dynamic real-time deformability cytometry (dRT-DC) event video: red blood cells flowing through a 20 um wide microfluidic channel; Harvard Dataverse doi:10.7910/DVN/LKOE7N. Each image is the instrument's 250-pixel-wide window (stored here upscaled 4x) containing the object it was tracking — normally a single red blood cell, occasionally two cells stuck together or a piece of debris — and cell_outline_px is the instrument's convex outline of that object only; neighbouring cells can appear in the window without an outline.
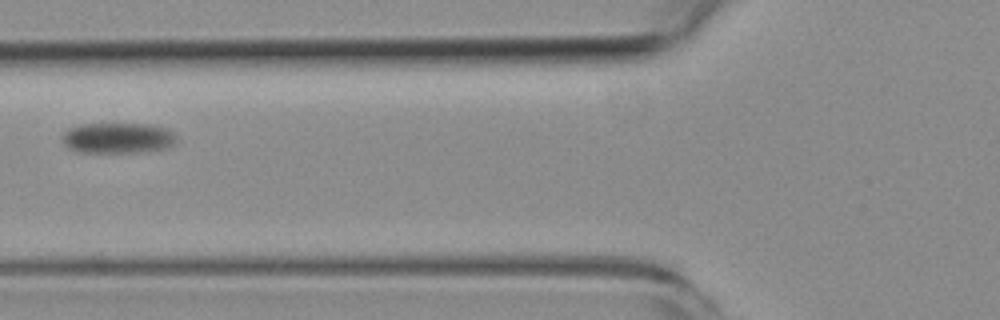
{"species": "common noctule bat (a hibernating species)", "species_latin": "Nyctalus noctula", "temperature_condition": "room temperature", "stored_images_in_passage": 5, "camera_frame_rate_fps": 3000, "um_per_image_px": 0.085, "animal": {"sex": "female", "body_mass_g": 19.3, "forearm_length_mm": 54.1}, "frame": {"image": 1, "passage_image": 2, "time_ms": 1.333, "image_size_px": [1000, 320], "cell_outline_px": [[176, 140], [172, 144], [164, 148], [140, 152], [76, 152], [68, 148], [60, 140], [60, 136], [68, 128], [80, 124], [152, 124], [168, 128], [176, 136]], "centroid_in_image_um": [9.95, 11.72], "position_along_channel_um": 115.8, "area_um2": 20.58}}
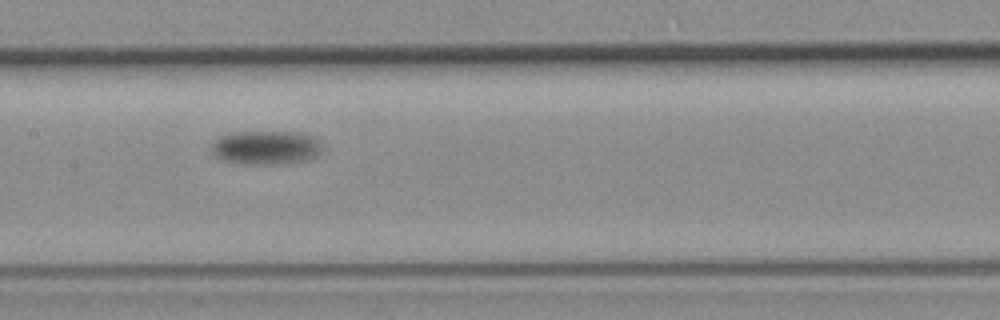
{"frame": {"image": 2, "passage_image": 4, "time_ms": 3.667, "image_size_px": [1000, 320], "cell_outline_px": [[324, 148], [316, 156], [308, 160], [284, 164], [244, 164], [220, 160], [212, 156], [212, 144], [220, 136], [232, 132], [300, 132], [316, 136], [324, 144]], "centroid_in_image_um": [22.66, 12.55], "position_along_channel_um": 184.7, "area_um2": 22.48}}